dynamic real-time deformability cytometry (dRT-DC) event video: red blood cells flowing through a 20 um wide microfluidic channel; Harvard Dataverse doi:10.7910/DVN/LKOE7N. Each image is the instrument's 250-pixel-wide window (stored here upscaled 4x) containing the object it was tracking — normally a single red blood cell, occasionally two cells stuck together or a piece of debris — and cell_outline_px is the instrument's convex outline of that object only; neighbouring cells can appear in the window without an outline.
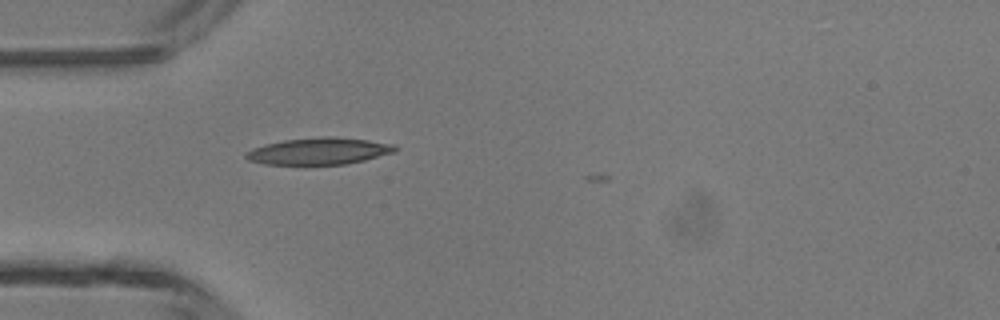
{"species": "common noctule bat (a hibernating species)", "species_latin": "Nyctalus noctula", "temperature_condition": "room temperature", "stored_images_in_passage": 2, "camera_frame_rate_fps": 3000, "um_per_image_px": 0.085, "animal": {"sex": "male", "body_mass_g": 13.3}, "frame": {"image": 1, "passage_image": 1, "time_ms": 0.0, "image_size_px": [1000, 320], "cell_outline_px": [[400, 148], [396, 152], [364, 160], [344, 164], [304, 168], [264, 164], [248, 160], [244, 156], [244, 152], [252, 148], [264, 144], [284, 140], [324, 136], [332, 136], [368, 140], [396, 144]], "centroid_in_image_um": [27.07, 12.89], "position_along_channel_um": 57.9, "area_um2": 24.62}}